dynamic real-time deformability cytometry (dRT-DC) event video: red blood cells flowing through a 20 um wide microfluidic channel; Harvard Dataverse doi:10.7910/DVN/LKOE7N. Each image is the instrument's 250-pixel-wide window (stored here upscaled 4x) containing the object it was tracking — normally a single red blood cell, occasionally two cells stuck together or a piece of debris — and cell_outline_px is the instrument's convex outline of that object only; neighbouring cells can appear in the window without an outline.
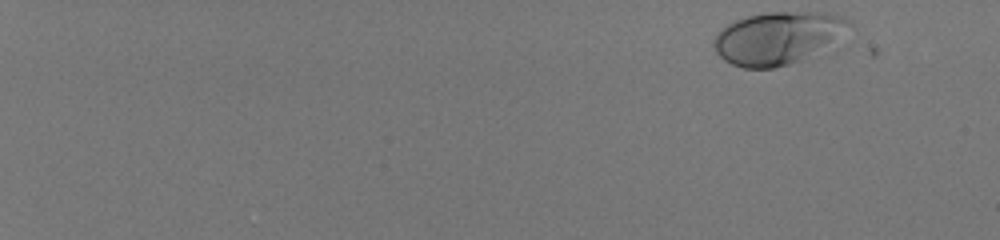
{"species": "human", "species_latin": "Homo sapiens", "temperature_condition": "room temperature", "stored_images_in_passage": 53, "camera_frame_rate_fps": 3000, "um_per_image_px": 0.085, "donor": {"sex": "male"}, "frame": {"image": 1, "passage_image": 1, "time_ms": 0.0, "image_size_px": [1000, 240], "cell_outline_px": [[852, 20], [828, 44], [800, 60], [788, 64], [772, 68], [744, 68], [732, 64], [724, 60], [716, 52], [712, 44], [720, 28], [736, 20], [748, 16], [764, 12], [820, 12], [844, 16]], "centroid_in_image_um": [66.0, 3.21], "position_along_channel_um": 19.0, "area_um2": 40.4}}
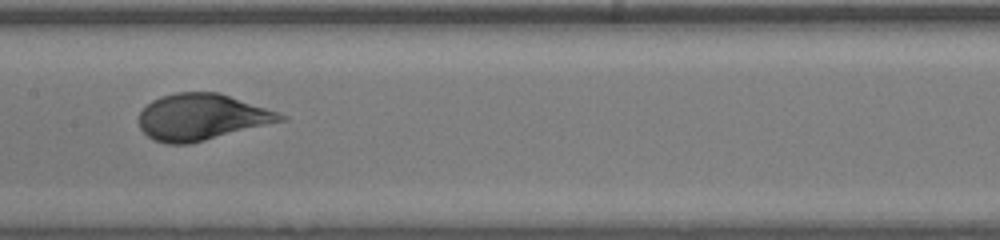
{"frame": {"image": 2, "passage_image": 31, "time_ms": 10.0, "image_size_px": [1000, 240], "cell_outline_px": [[288, 120], [188, 144], [168, 144], [152, 140], [140, 128], [140, 112], [152, 100], [160, 96], [176, 92], [220, 92], [280, 112], [288, 116]], "centroid_in_image_um": [17.19, 9.94], "position_along_channel_um": 190.2, "area_um2": 38.44}}
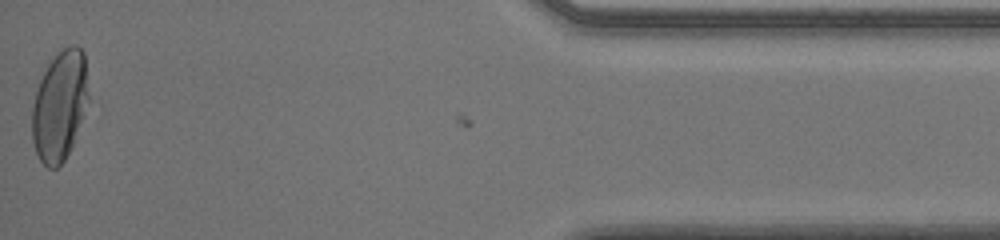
{"frame": {"image": 3, "passage_image": 53, "time_ms": 17.333, "image_size_px": [1000, 240], "cell_outline_px": [[88, 100], [72, 144], [64, 160], [56, 168], [48, 168], [40, 160], [36, 152], [32, 140], [32, 104], [40, 80], [48, 64], [64, 48], [72, 44], [76, 44], [84, 52], [88, 96]], "centroid_in_image_um": [5.05, 8.99], "position_along_channel_um": 430.1, "area_um2": 35.49}, "authors_computed_cell_mechanics": {"area_um2": 37.6856, "velocity_mm_per_s": 3.9788, "shape_relaxation_time_tau1_ms": 2.7673, "shape_relaxation_time_tau2_ms": null, "deformation_change_tau1": 0.1874, "deformation_change_tau2": null}}